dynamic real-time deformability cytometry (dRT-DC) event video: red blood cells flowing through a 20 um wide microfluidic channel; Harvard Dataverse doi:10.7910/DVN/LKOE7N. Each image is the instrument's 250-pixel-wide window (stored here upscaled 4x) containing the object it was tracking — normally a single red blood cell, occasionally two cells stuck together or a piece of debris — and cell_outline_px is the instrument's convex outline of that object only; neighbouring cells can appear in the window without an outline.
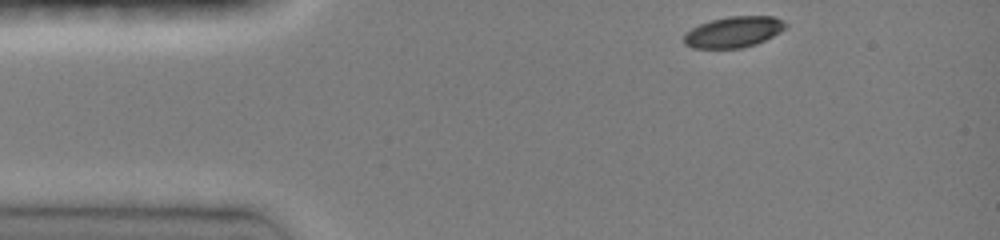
{"species": "common noctule bat (a hibernating species)", "species_latin": "Nyctalus noctula", "temperature_condition": "room temperature", "stored_images_in_passage": 37, "camera_frame_rate_fps": 3000, "um_per_image_px": 0.085, "animal": {"sex": "female", "body_mass_g": 19.0, "forearm_length_mm": 51.5}, "frame": {"image": 1, "passage_image": 1, "time_ms": 0.0, "image_size_px": [1000, 240], "cell_outline_px": [[788, 28], [756, 44], [744, 48], [692, 48], [684, 44], [684, 36], [692, 28], [700, 24], [712, 20], [728, 16], [772, 16], [784, 20], [788, 24]], "centroid_in_image_um": [62.4, 2.72], "position_along_channel_um": 22.6, "area_um2": 18.38}}
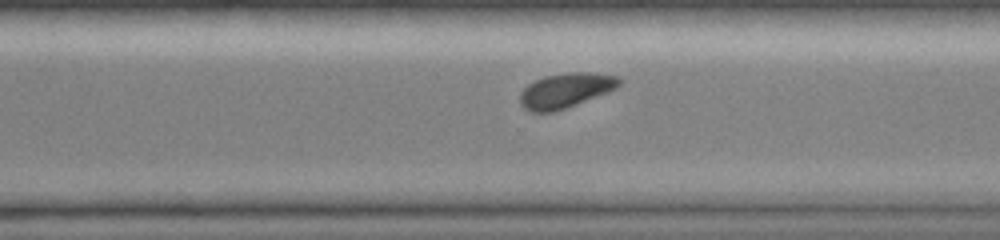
{"frame": {"image": 2, "passage_image": 28, "time_ms": 9.0, "image_size_px": [1000, 240], "cell_outline_px": [[624, 80], [616, 88], [608, 92], [556, 112], [528, 112], [520, 104], [520, 92], [528, 84], [544, 76], [568, 72], [588, 72], [620, 76]], "centroid_in_image_um": [48.09, 7.69], "position_along_channel_um": 322.5, "area_um2": 20.35}}
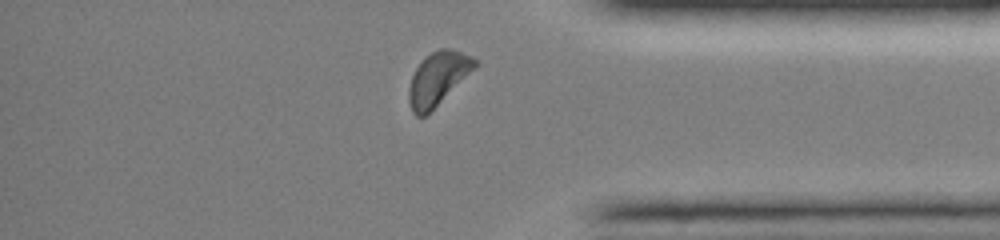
{"frame": {"image": 3, "passage_image": 34, "time_ms": 11.0, "image_size_px": [1000, 240], "cell_outline_px": [[476, 64], [424, 116], [416, 116], [412, 112], [408, 100], [408, 88], [412, 76], [416, 68], [424, 56], [440, 48], [448, 48], [472, 56], [476, 60]], "centroid_in_image_um": [37.13, 6.64], "position_along_channel_um": 398.1, "area_um2": 19.36}, "authors_computed_cell_mechanics": {"area_um2": 20.3456, "velocity_mm_per_s": 4.009, "shape_relaxation_time_tau1_ms": 2.5781, "shape_relaxation_time_tau2_ms": null, "deformation_change_tau1": 0.1233, "deformation_change_tau2": null}}